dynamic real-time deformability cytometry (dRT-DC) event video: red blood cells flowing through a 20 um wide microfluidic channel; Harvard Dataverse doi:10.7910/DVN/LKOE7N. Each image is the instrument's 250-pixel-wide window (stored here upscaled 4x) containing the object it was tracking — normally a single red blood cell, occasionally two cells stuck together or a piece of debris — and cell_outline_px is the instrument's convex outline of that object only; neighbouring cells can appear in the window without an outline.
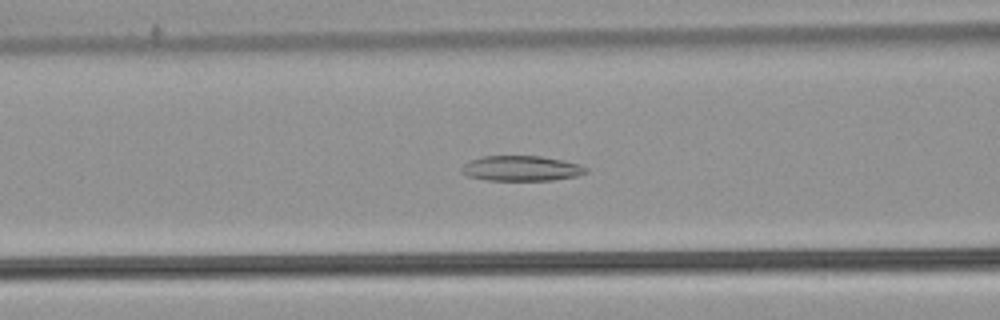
{"species": "common noctule bat (a hibernating species)", "species_latin": "Nyctalus noctula", "temperature_condition": "warm", "stored_images_in_passage": 51, "segment_of_instrument_passage": [1, 2], "camera_frame_rate_fps": 3000, "um_per_image_px": 0.085, "animal": {"sex": "male", "body_mass_g": 21.5, "forearm_length_mm": 52.0}, "frame": {"image": 1, "passage_image": 18, "time_ms": 5.667, "image_size_px": [1000, 320], "cell_outline_px": [[588, 172], [576, 176], [552, 180], [484, 180], [468, 176], [460, 172], [460, 168], [464, 164], [472, 160], [484, 156], [540, 156], [564, 160], [580, 164], [588, 168]], "centroid_in_image_um": [44.32, 14.31], "position_along_channel_um": 122.3, "area_um2": 18.32}}
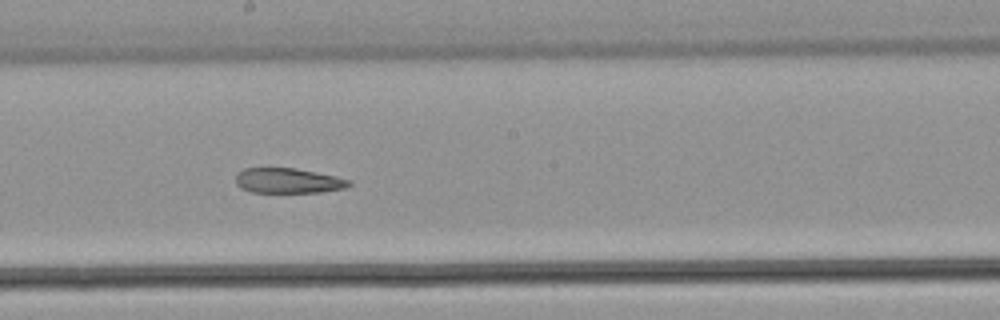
{"frame": {"image": 2, "passage_image": 26, "time_ms": 8.333, "image_size_px": [1000, 320], "cell_outline_px": [[352, 184], [344, 188], [320, 192], [252, 192], [240, 188], [236, 184], [236, 176], [244, 168], [296, 168], [336, 176], [352, 180]], "centroid_in_image_um": [24.51, 15.36], "position_along_channel_um": 223.7, "area_um2": 16.53}}
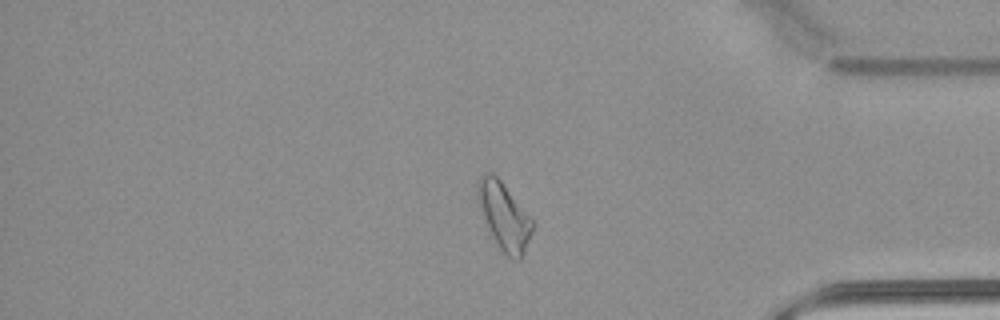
{"frame": {"image": 3, "passage_image": 41, "time_ms": 13.333, "image_size_px": [1000, 320], "cell_outline_px": [[536, 224], [524, 252], [520, 260], [516, 260], [508, 256], [496, 244], [492, 236], [480, 208], [476, 196], [476, 184], [480, 176], [484, 172], [492, 172], [500, 180]], "centroid_in_image_um": [42.84, 18.36], "position_along_channel_um": 392.4, "area_um2": 21.27}}